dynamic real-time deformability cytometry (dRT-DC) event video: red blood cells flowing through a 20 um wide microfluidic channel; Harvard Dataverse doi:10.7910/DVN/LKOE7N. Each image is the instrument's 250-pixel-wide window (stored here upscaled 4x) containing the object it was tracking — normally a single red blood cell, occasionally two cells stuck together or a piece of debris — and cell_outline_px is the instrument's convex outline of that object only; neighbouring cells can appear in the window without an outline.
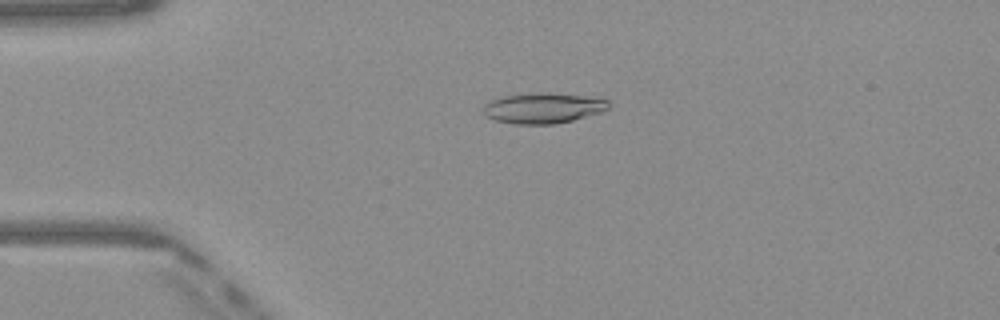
{"species": "Egyptian fruit bat (a non-hibernating species)", "species_latin": "Rousettus aegyptiacus", "temperature_condition": "warm", "stored_images_in_passage": 48, "camera_frame_rate_fps": 3000, "um_per_image_px": 0.085, "frame": {"image": 1, "passage_image": 10, "time_ms": 3.0, "image_size_px": [1000, 320], "cell_outline_px": [[608, 108], [600, 112], [572, 120], [556, 124], [516, 124], [496, 120], [488, 116], [484, 112], [484, 104], [488, 100], [504, 96], [540, 92], [548, 92], [580, 96], [608, 100]], "centroid_in_image_um": [46.12, 9.18], "position_along_channel_um": 38.9, "area_um2": 21.91}}
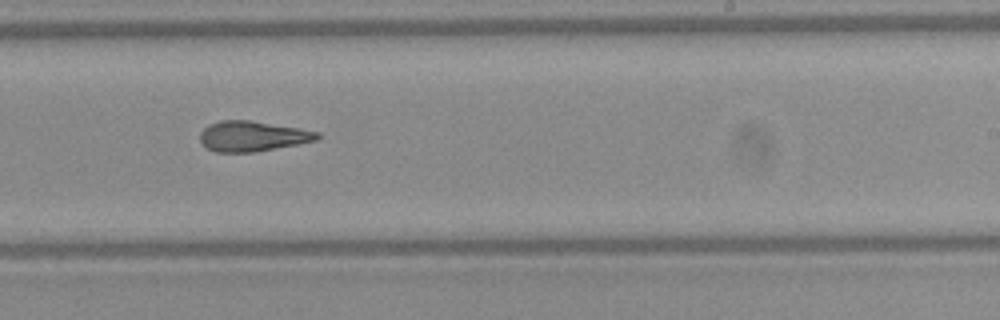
{"frame": {"image": 2, "passage_image": 29, "time_ms": 9.333, "image_size_px": [1000, 320], "cell_outline_px": [[320, 136], [316, 140], [296, 144], [252, 152], [216, 152], [208, 148], [200, 140], [200, 132], [208, 124], [220, 120], [248, 120], [300, 128], [320, 132]], "centroid_in_image_um": [21.44, 11.56], "position_along_channel_um": 267.6, "area_um2": 20.46}}
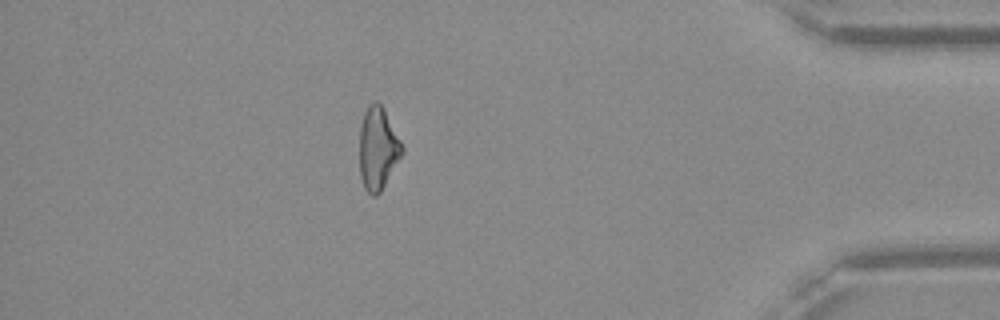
{"frame": {"image": 3, "passage_image": 42, "time_ms": 13.667, "image_size_px": [1000, 320], "cell_outline_px": [[404, 152], [380, 192], [376, 196], [372, 196], [364, 188], [360, 176], [360, 124], [364, 112], [368, 104], [376, 100], [384, 108], [404, 148]], "centroid_in_image_um": [32.11, 12.61], "position_along_channel_um": 403.1, "area_um2": 20.52}, "authors_computed_cell_mechanics": {"area_um2": 21.2415, "velocity_mm_per_s": 4.1075, "shape_relaxation_time_tau1_ms": null, "shape_relaxation_time_tau2_ms": 4.5933, "deformation_change_tau1": null, "deformation_change_tau2": 0.1644}}